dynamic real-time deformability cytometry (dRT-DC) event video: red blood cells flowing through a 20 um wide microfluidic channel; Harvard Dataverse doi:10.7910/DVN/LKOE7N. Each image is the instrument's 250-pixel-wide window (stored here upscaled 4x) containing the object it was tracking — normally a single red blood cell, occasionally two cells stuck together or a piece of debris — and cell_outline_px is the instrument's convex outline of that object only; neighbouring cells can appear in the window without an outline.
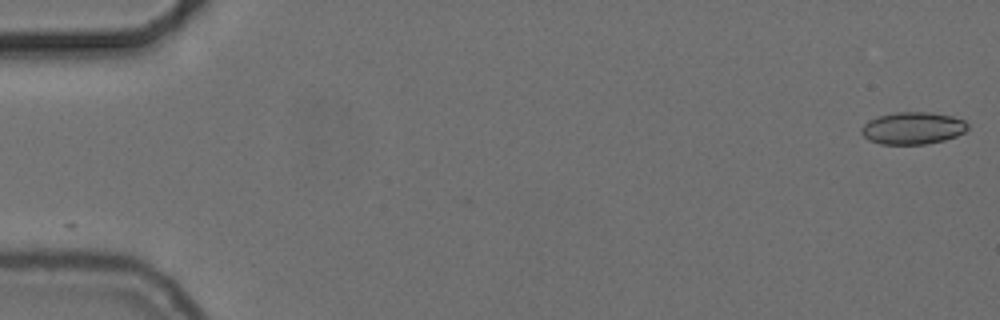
{"species": "common noctule bat (a hibernating species)", "species_latin": "Nyctalus noctula", "temperature_condition": "cold", "stored_images_in_passage": 55, "camera_frame_rate_fps": 3000, "um_per_image_px": 0.085, "animal": {"sex": "female", "body_mass_g": 24.6, "forearm_length_mm": 56.2}, "frame": {"image": 1, "passage_image": 1, "time_ms": 0.0, "image_size_px": [1000, 320], "cell_outline_px": [[968, 128], [964, 132], [956, 136], [944, 140], [924, 144], [880, 144], [868, 140], [860, 132], [860, 128], [868, 120], [876, 116], [896, 112], [932, 112], [952, 116], [964, 120], [968, 124]], "centroid_in_image_um": [77.56, 10.88], "position_along_channel_um": 7.4, "area_um2": 20.11}}
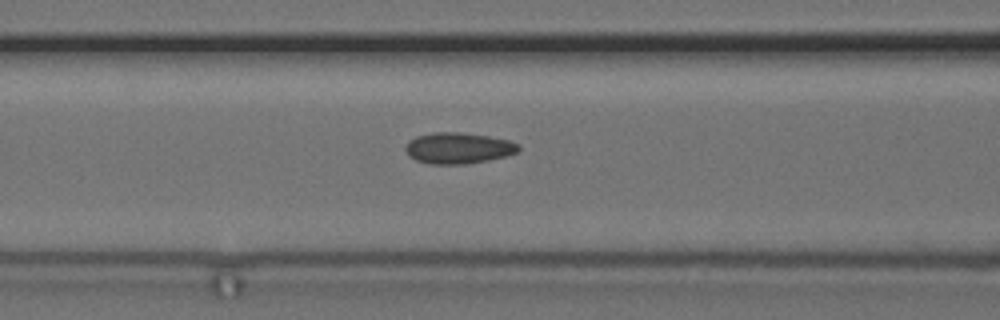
{"frame": {"image": 2, "passage_image": 23, "time_ms": 7.333, "image_size_px": [1000, 320], "cell_outline_px": [[520, 152], [488, 160], [464, 164], [428, 164], [416, 160], [408, 156], [404, 148], [408, 140], [416, 136], [432, 132], [460, 132], [488, 136], [508, 140], [520, 144]], "centroid_in_image_um": [38.93, 12.58], "position_along_channel_um": 127.7, "area_um2": 20.69}}
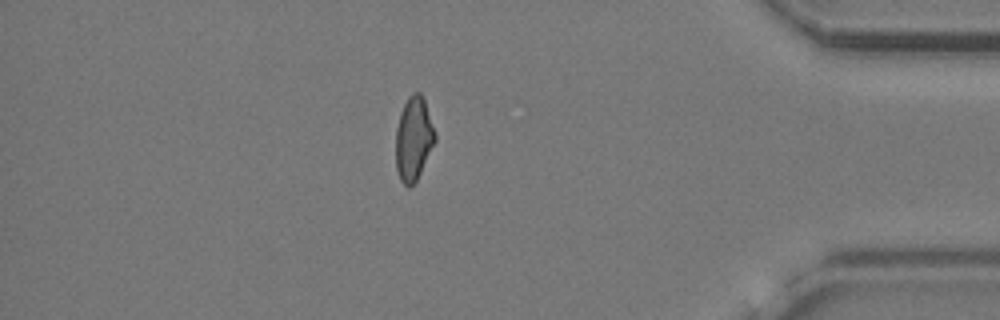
{"frame": {"image": 3, "passage_image": 48, "time_ms": 15.667, "image_size_px": [1000, 320], "cell_outline_px": [[436, 140], [416, 180], [408, 188], [400, 180], [396, 168], [396, 128], [400, 112], [408, 96], [412, 92], [420, 92], [424, 100], [436, 136]], "centroid_in_image_um": [35.13, 11.78], "position_along_channel_um": 400.1, "area_um2": 18.9}, "authors_computed_cell_mechanics": {"area_um2": 19.8254, "velocity_mm_per_s": 3.7236, "shape_relaxation_time_tau1_ms": null, "shape_relaxation_time_tau2_ms": 1.782, "deformation_change_tau1": null, "deformation_change_tau2": 0.0892}}